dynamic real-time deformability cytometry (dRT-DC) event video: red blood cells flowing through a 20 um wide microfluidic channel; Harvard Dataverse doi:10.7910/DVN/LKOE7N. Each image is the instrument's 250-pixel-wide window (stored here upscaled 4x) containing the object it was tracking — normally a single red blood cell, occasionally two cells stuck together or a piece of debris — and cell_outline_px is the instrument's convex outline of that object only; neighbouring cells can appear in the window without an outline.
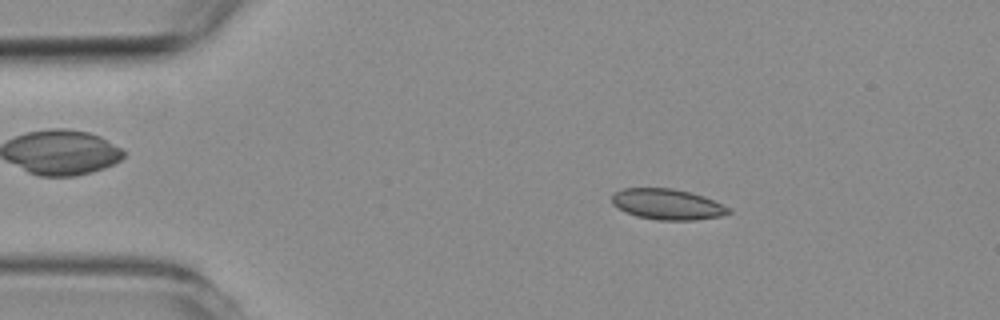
{"species": "common noctule bat (a hibernating species)", "species_latin": "Nyctalus noctula", "temperature_condition": "room temperature", "stored_images_in_passage": 3, "camera_frame_rate_fps": 3000, "um_per_image_px": 0.085, "animal": {"sex": "female", "body_mass_g": 19.3, "forearm_length_mm": 54.1}, "frame": {"image": 1, "passage_image": 2, "time_ms": 1.0, "image_size_px": [1000, 320], "cell_outline_px": [[732, 212], [720, 216], [696, 220], [656, 220], [636, 216], [612, 204], [612, 196], [616, 192], [624, 188], [672, 188], [704, 196], [732, 208]], "centroid_in_image_um": [56.77, 17.37], "position_along_channel_um": 28.2, "area_um2": 20.81}}